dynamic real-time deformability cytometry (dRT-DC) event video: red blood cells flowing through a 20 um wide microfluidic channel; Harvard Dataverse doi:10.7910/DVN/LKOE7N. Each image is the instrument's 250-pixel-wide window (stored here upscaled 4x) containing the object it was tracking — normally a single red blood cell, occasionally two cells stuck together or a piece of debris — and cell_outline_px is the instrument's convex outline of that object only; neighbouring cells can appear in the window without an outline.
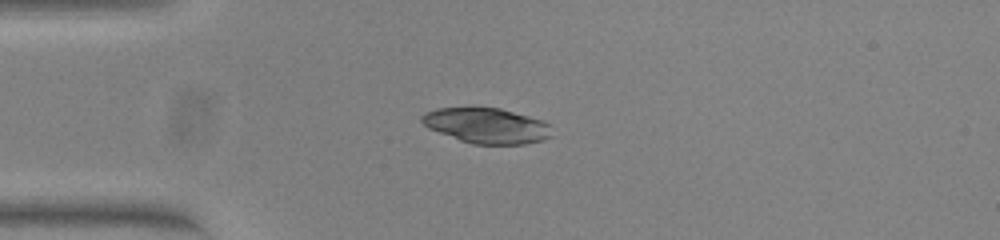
{"species": "common noctule bat (a hibernating species)", "species_latin": "Nyctalus noctula", "temperature_condition": "warm", "stored_images_in_passage": 52, "camera_frame_rate_fps": 3000, "um_per_image_px": 0.085, "animal": {"sex": "female", "body_mass_g": 23.0, "forearm_length_mm": 53.4}, "frame": {"image": 1, "passage_image": 13, "time_ms": 4.0, "image_size_px": [1000, 240], "cell_outline_px": [[552, 136], [544, 140], [524, 144], [472, 144], [460, 140], [428, 128], [420, 120], [420, 116], [436, 108], [500, 108], [544, 120], [548, 124]], "centroid_in_image_um": [41.39, 10.68], "position_along_channel_um": 43.6, "area_um2": 26.65}}
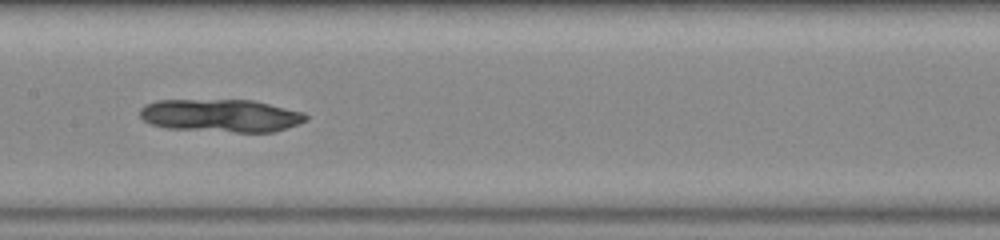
{"frame": {"image": 2, "passage_image": 26, "time_ms": 8.333, "image_size_px": [1000, 240], "cell_outline_px": [[308, 120], [272, 132], [236, 132], [168, 128], [152, 124], [144, 120], [140, 116], [140, 108], [144, 104], [156, 100], [252, 100], [304, 112], [308, 116]], "centroid_in_image_um": [18.76, 9.82], "position_along_channel_um": 188.6, "area_um2": 31.62}}
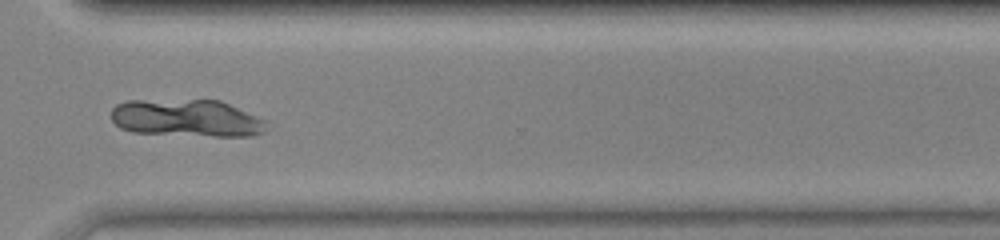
{"frame": {"image": 3, "passage_image": 39, "time_ms": 12.667, "image_size_px": [1000, 240], "cell_outline_px": [[264, 132], [252, 136], [212, 136], [132, 132], [120, 128], [112, 120], [112, 108], [116, 104], [128, 100], [220, 100], [256, 116], [264, 120]], "centroid_in_image_um": [15.82, 10.04], "position_along_channel_um": 354.8, "area_um2": 33.52}}